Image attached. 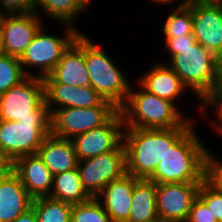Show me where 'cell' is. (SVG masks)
<instances>
[{
	"label": "cell",
	"instance_id": "19",
	"mask_svg": "<svg viewBox=\"0 0 222 222\" xmlns=\"http://www.w3.org/2000/svg\"><path fill=\"white\" fill-rule=\"evenodd\" d=\"M138 179L125 173L122 177L107 184L97 196L112 222L128 221L131 213L134 185Z\"/></svg>",
	"mask_w": 222,
	"mask_h": 222
},
{
	"label": "cell",
	"instance_id": "9",
	"mask_svg": "<svg viewBox=\"0 0 222 222\" xmlns=\"http://www.w3.org/2000/svg\"><path fill=\"white\" fill-rule=\"evenodd\" d=\"M116 106L56 108L50 115L51 134L72 139L94 128L105 125L117 112Z\"/></svg>",
	"mask_w": 222,
	"mask_h": 222
},
{
	"label": "cell",
	"instance_id": "7",
	"mask_svg": "<svg viewBox=\"0 0 222 222\" xmlns=\"http://www.w3.org/2000/svg\"><path fill=\"white\" fill-rule=\"evenodd\" d=\"M62 25L65 26L64 37L46 33L45 28H43L44 26L35 34L32 42L19 58L22 70L26 76H37L41 78L48 76L56 67L64 51L81 33L76 26L68 24ZM29 68L36 69L38 73L35 74L33 72L32 74Z\"/></svg>",
	"mask_w": 222,
	"mask_h": 222
},
{
	"label": "cell",
	"instance_id": "22",
	"mask_svg": "<svg viewBox=\"0 0 222 222\" xmlns=\"http://www.w3.org/2000/svg\"><path fill=\"white\" fill-rule=\"evenodd\" d=\"M156 183L139 178L134 185L131 213L127 222H147L159 217L157 212Z\"/></svg>",
	"mask_w": 222,
	"mask_h": 222
},
{
	"label": "cell",
	"instance_id": "23",
	"mask_svg": "<svg viewBox=\"0 0 222 222\" xmlns=\"http://www.w3.org/2000/svg\"><path fill=\"white\" fill-rule=\"evenodd\" d=\"M49 197L72 205L91 198L83 188L78 168L54 175L53 187Z\"/></svg>",
	"mask_w": 222,
	"mask_h": 222
},
{
	"label": "cell",
	"instance_id": "5",
	"mask_svg": "<svg viewBox=\"0 0 222 222\" xmlns=\"http://www.w3.org/2000/svg\"><path fill=\"white\" fill-rule=\"evenodd\" d=\"M85 62L90 86L120 109L127 101L131 83L106 51L86 35Z\"/></svg>",
	"mask_w": 222,
	"mask_h": 222
},
{
	"label": "cell",
	"instance_id": "29",
	"mask_svg": "<svg viewBox=\"0 0 222 222\" xmlns=\"http://www.w3.org/2000/svg\"><path fill=\"white\" fill-rule=\"evenodd\" d=\"M207 150L205 157V181L219 193H222V160Z\"/></svg>",
	"mask_w": 222,
	"mask_h": 222
},
{
	"label": "cell",
	"instance_id": "20",
	"mask_svg": "<svg viewBox=\"0 0 222 222\" xmlns=\"http://www.w3.org/2000/svg\"><path fill=\"white\" fill-rule=\"evenodd\" d=\"M143 76L136 79L147 92L167 99L176 105L175 101L188 90L179 76L167 63H157Z\"/></svg>",
	"mask_w": 222,
	"mask_h": 222
},
{
	"label": "cell",
	"instance_id": "18",
	"mask_svg": "<svg viewBox=\"0 0 222 222\" xmlns=\"http://www.w3.org/2000/svg\"><path fill=\"white\" fill-rule=\"evenodd\" d=\"M32 200L10 166L0 173V222H13L31 207Z\"/></svg>",
	"mask_w": 222,
	"mask_h": 222
},
{
	"label": "cell",
	"instance_id": "16",
	"mask_svg": "<svg viewBox=\"0 0 222 222\" xmlns=\"http://www.w3.org/2000/svg\"><path fill=\"white\" fill-rule=\"evenodd\" d=\"M49 76L58 84L89 86L85 62V34L82 32L64 51L61 59Z\"/></svg>",
	"mask_w": 222,
	"mask_h": 222
},
{
	"label": "cell",
	"instance_id": "10",
	"mask_svg": "<svg viewBox=\"0 0 222 222\" xmlns=\"http://www.w3.org/2000/svg\"><path fill=\"white\" fill-rule=\"evenodd\" d=\"M77 168L83 188L91 197H97L107 184L126 173L124 144L115 151L78 161Z\"/></svg>",
	"mask_w": 222,
	"mask_h": 222
},
{
	"label": "cell",
	"instance_id": "1",
	"mask_svg": "<svg viewBox=\"0 0 222 222\" xmlns=\"http://www.w3.org/2000/svg\"><path fill=\"white\" fill-rule=\"evenodd\" d=\"M195 124L187 119L180 127L167 129L124 128L126 173L148 179L161 159Z\"/></svg>",
	"mask_w": 222,
	"mask_h": 222
},
{
	"label": "cell",
	"instance_id": "11",
	"mask_svg": "<svg viewBox=\"0 0 222 222\" xmlns=\"http://www.w3.org/2000/svg\"><path fill=\"white\" fill-rule=\"evenodd\" d=\"M124 128L119 110L105 125L74 136L71 141L78 161L115 151L123 143Z\"/></svg>",
	"mask_w": 222,
	"mask_h": 222
},
{
	"label": "cell",
	"instance_id": "13",
	"mask_svg": "<svg viewBox=\"0 0 222 222\" xmlns=\"http://www.w3.org/2000/svg\"><path fill=\"white\" fill-rule=\"evenodd\" d=\"M193 35L222 61V2L192 3Z\"/></svg>",
	"mask_w": 222,
	"mask_h": 222
},
{
	"label": "cell",
	"instance_id": "14",
	"mask_svg": "<svg viewBox=\"0 0 222 222\" xmlns=\"http://www.w3.org/2000/svg\"><path fill=\"white\" fill-rule=\"evenodd\" d=\"M45 101L50 115L58 108L115 106L105 100L92 86H73L56 83L49 75L43 78ZM55 106V107H54Z\"/></svg>",
	"mask_w": 222,
	"mask_h": 222
},
{
	"label": "cell",
	"instance_id": "28",
	"mask_svg": "<svg viewBox=\"0 0 222 222\" xmlns=\"http://www.w3.org/2000/svg\"><path fill=\"white\" fill-rule=\"evenodd\" d=\"M26 77L18 57L0 55V94L18 85Z\"/></svg>",
	"mask_w": 222,
	"mask_h": 222
},
{
	"label": "cell",
	"instance_id": "25",
	"mask_svg": "<svg viewBox=\"0 0 222 222\" xmlns=\"http://www.w3.org/2000/svg\"><path fill=\"white\" fill-rule=\"evenodd\" d=\"M38 222H71L72 204L49 196L32 200Z\"/></svg>",
	"mask_w": 222,
	"mask_h": 222
},
{
	"label": "cell",
	"instance_id": "37",
	"mask_svg": "<svg viewBox=\"0 0 222 222\" xmlns=\"http://www.w3.org/2000/svg\"><path fill=\"white\" fill-rule=\"evenodd\" d=\"M152 2H155V3H157V4H160V5H162V4H170V3H172V2H175L176 0H151Z\"/></svg>",
	"mask_w": 222,
	"mask_h": 222
},
{
	"label": "cell",
	"instance_id": "24",
	"mask_svg": "<svg viewBox=\"0 0 222 222\" xmlns=\"http://www.w3.org/2000/svg\"><path fill=\"white\" fill-rule=\"evenodd\" d=\"M89 5L86 0H35L34 12L41 17L40 11L42 10L57 23L75 26L73 21L82 12H85Z\"/></svg>",
	"mask_w": 222,
	"mask_h": 222
},
{
	"label": "cell",
	"instance_id": "27",
	"mask_svg": "<svg viewBox=\"0 0 222 222\" xmlns=\"http://www.w3.org/2000/svg\"><path fill=\"white\" fill-rule=\"evenodd\" d=\"M71 222H112V220L100 199L91 197L85 202L72 205Z\"/></svg>",
	"mask_w": 222,
	"mask_h": 222
},
{
	"label": "cell",
	"instance_id": "15",
	"mask_svg": "<svg viewBox=\"0 0 222 222\" xmlns=\"http://www.w3.org/2000/svg\"><path fill=\"white\" fill-rule=\"evenodd\" d=\"M34 11L26 14L0 15L4 53L20 58L38 30L44 26Z\"/></svg>",
	"mask_w": 222,
	"mask_h": 222
},
{
	"label": "cell",
	"instance_id": "3",
	"mask_svg": "<svg viewBox=\"0 0 222 222\" xmlns=\"http://www.w3.org/2000/svg\"><path fill=\"white\" fill-rule=\"evenodd\" d=\"M195 125L160 160L148 178L156 184L202 183L205 180V157L208 150L196 133Z\"/></svg>",
	"mask_w": 222,
	"mask_h": 222
},
{
	"label": "cell",
	"instance_id": "21",
	"mask_svg": "<svg viewBox=\"0 0 222 222\" xmlns=\"http://www.w3.org/2000/svg\"><path fill=\"white\" fill-rule=\"evenodd\" d=\"M37 154L53 176L77 168L78 159L71 139L58 138L50 133Z\"/></svg>",
	"mask_w": 222,
	"mask_h": 222
},
{
	"label": "cell",
	"instance_id": "32",
	"mask_svg": "<svg viewBox=\"0 0 222 222\" xmlns=\"http://www.w3.org/2000/svg\"><path fill=\"white\" fill-rule=\"evenodd\" d=\"M208 107H212L215 109V117L214 121H210L211 127L213 129L222 121V71L217 82V86L215 88L214 93L203 103V109ZM216 120V121H215ZM219 121V122H218ZM217 122V123H216Z\"/></svg>",
	"mask_w": 222,
	"mask_h": 222
},
{
	"label": "cell",
	"instance_id": "12",
	"mask_svg": "<svg viewBox=\"0 0 222 222\" xmlns=\"http://www.w3.org/2000/svg\"><path fill=\"white\" fill-rule=\"evenodd\" d=\"M201 183L156 184L157 212L168 222H186Z\"/></svg>",
	"mask_w": 222,
	"mask_h": 222
},
{
	"label": "cell",
	"instance_id": "6",
	"mask_svg": "<svg viewBox=\"0 0 222 222\" xmlns=\"http://www.w3.org/2000/svg\"><path fill=\"white\" fill-rule=\"evenodd\" d=\"M0 120H50L43 78L27 76L0 94Z\"/></svg>",
	"mask_w": 222,
	"mask_h": 222
},
{
	"label": "cell",
	"instance_id": "8",
	"mask_svg": "<svg viewBox=\"0 0 222 222\" xmlns=\"http://www.w3.org/2000/svg\"><path fill=\"white\" fill-rule=\"evenodd\" d=\"M50 133V120H0V156L10 166L21 156L37 153Z\"/></svg>",
	"mask_w": 222,
	"mask_h": 222
},
{
	"label": "cell",
	"instance_id": "38",
	"mask_svg": "<svg viewBox=\"0 0 222 222\" xmlns=\"http://www.w3.org/2000/svg\"><path fill=\"white\" fill-rule=\"evenodd\" d=\"M9 165L0 156V173L3 172Z\"/></svg>",
	"mask_w": 222,
	"mask_h": 222
},
{
	"label": "cell",
	"instance_id": "31",
	"mask_svg": "<svg viewBox=\"0 0 222 222\" xmlns=\"http://www.w3.org/2000/svg\"><path fill=\"white\" fill-rule=\"evenodd\" d=\"M34 3L35 0H0V15L33 12Z\"/></svg>",
	"mask_w": 222,
	"mask_h": 222
},
{
	"label": "cell",
	"instance_id": "4",
	"mask_svg": "<svg viewBox=\"0 0 222 222\" xmlns=\"http://www.w3.org/2000/svg\"><path fill=\"white\" fill-rule=\"evenodd\" d=\"M131 84L126 103L119 109L125 127L167 129L180 127L188 118L173 102ZM185 116V117H184Z\"/></svg>",
	"mask_w": 222,
	"mask_h": 222
},
{
	"label": "cell",
	"instance_id": "26",
	"mask_svg": "<svg viewBox=\"0 0 222 222\" xmlns=\"http://www.w3.org/2000/svg\"><path fill=\"white\" fill-rule=\"evenodd\" d=\"M163 36H185L193 34L192 3H181L166 17V22L161 26Z\"/></svg>",
	"mask_w": 222,
	"mask_h": 222
},
{
	"label": "cell",
	"instance_id": "39",
	"mask_svg": "<svg viewBox=\"0 0 222 222\" xmlns=\"http://www.w3.org/2000/svg\"><path fill=\"white\" fill-rule=\"evenodd\" d=\"M4 53V46H3V35L2 32L0 30V55H3Z\"/></svg>",
	"mask_w": 222,
	"mask_h": 222
},
{
	"label": "cell",
	"instance_id": "2",
	"mask_svg": "<svg viewBox=\"0 0 222 222\" xmlns=\"http://www.w3.org/2000/svg\"><path fill=\"white\" fill-rule=\"evenodd\" d=\"M168 54V66L179 76L183 84L198 97L199 110L214 93L222 71V61L199 42L185 48H164Z\"/></svg>",
	"mask_w": 222,
	"mask_h": 222
},
{
	"label": "cell",
	"instance_id": "35",
	"mask_svg": "<svg viewBox=\"0 0 222 222\" xmlns=\"http://www.w3.org/2000/svg\"><path fill=\"white\" fill-rule=\"evenodd\" d=\"M13 222H38L34 208L31 206L28 210L18 216Z\"/></svg>",
	"mask_w": 222,
	"mask_h": 222
},
{
	"label": "cell",
	"instance_id": "41",
	"mask_svg": "<svg viewBox=\"0 0 222 222\" xmlns=\"http://www.w3.org/2000/svg\"><path fill=\"white\" fill-rule=\"evenodd\" d=\"M147 222H168V221H165V220L162 219L161 217H157L156 219L151 220V221H147Z\"/></svg>",
	"mask_w": 222,
	"mask_h": 222
},
{
	"label": "cell",
	"instance_id": "40",
	"mask_svg": "<svg viewBox=\"0 0 222 222\" xmlns=\"http://www.w3.org/2000/svg\"><path fill=\"white\" fill-rule=\"evenodd\" d=\"M214 129L217 132L216 134H219L221 137L222 136V121L218 123V125Z\"/></svg>",
	"mask_w": 222,
	"mask_h": 222
},
{
	"label": "cell",
	"instance_id": "17",
	"mask_svg": "<svg viewBox=\"0 0 222 222\" xmlns=\"http://www.w3.org/2000/svg\"><path fill=\"white\" fill-rule=\"evenodd\" d=\"M10 167L19 176L32 199L50 195L53 175L37 153L17 158Z\"/></svg>",
	"mask_w": 222,
	"mask_h": 222
},
{
	"label": "cell",
	"instance_id": "33",
	"mask_svg": "<svg viewBox=\"0 0 222 222\" xmlns=\"http://www.w3.org/2000/svg\"><path fill=\"white\" fill-rule=\"evenodd\" d=\"M186 222H218L207 205L197 197L192 205Z\"/></svg>",
	"mask_w": 222,
	"mask_h": 222
},
{
	"label": "cell",
	"instance_id": "30",
	"mask_svg": "<svg viewBox=\"0 0 222 222\" xmlns=\"http://www.w3.org/2000/svg\"><path fill=\"white\" fill-rule=\"evenodd\" d=\"M198 197L207 205L218 222H222V193L216 191L205 180L201 183Z\"/></svg>",
	"mask_w": 222,
	"mask_h": 222
},
{
	"label": "cell",
	"instance_id": "34",
	"mask_svg": "<svg viewBox=\"0 0 222 222\" xmlns=\"http://www.w3.org/2000/svg\"><path fill=\"white\" fill-rule=\"evenodd\" d=\"M164 40V48H185L197 42L193 34L185 36H164Z\"/></svg>",
	"mask_w": 222,
	"mask_h": 222
},
{
	"label": "cell",
	"instance_id": "36",
	"mask_svg": "<svg viewBox=\"0 0 222 222\" xmlns=\"http://www.w3.org/2000/svg\"><path fill=\"white\" fill-rule=\"evenodd\" d=\"M185 3H198V2H222V0H184Z\"/></svg>",
	"mask_w": 222,
	"mask_h": 222
}]
</instances>
